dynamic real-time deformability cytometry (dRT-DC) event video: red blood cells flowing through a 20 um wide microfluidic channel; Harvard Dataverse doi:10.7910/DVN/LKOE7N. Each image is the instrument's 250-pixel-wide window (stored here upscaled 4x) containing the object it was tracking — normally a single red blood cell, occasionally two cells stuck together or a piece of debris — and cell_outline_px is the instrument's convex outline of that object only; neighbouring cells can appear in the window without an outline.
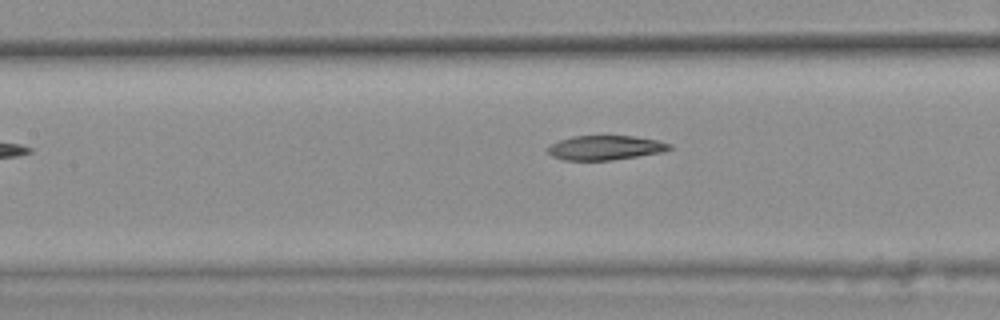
{"species": "common noctule bat (a hibernating species)", "species_latin": "Nyctalus noctula", "temperature_condition": "warm", "stored_images_in_passage": 26, "camera_frame_rate_fps": 3000, "um_per_image_px": 0.085, "animal": {"sex": "female", "body_mass_g": 25.1}, "frame": {"image": 1, "passage_image": 5, "time_ms": 1.333, "image_size_px": [1000, 320], "cell_outline_px": [[672, 148], [660, 152], [612, 160], [564, 160], [552, 156], [544, 148], [560, 140], [572, 136], [632, 136], [656, 140], [672, 144]], "centroid_in_image_um": [51.4, 12.55], "position_along_channel_um": 156.0, "area_um2": 17.17}, "authors_computed_cell_mechanics": {"area_um2": 18.0625, "velocity_mm_per_s": 3.8075, "shape_relaxation_time_tau1_ms": 9.2986, "shape_relaxation_time_tau2_ms": 2.7756, "deformation_change_tau1": 0.2138, "deformation_change_tau2": 0.0852}}